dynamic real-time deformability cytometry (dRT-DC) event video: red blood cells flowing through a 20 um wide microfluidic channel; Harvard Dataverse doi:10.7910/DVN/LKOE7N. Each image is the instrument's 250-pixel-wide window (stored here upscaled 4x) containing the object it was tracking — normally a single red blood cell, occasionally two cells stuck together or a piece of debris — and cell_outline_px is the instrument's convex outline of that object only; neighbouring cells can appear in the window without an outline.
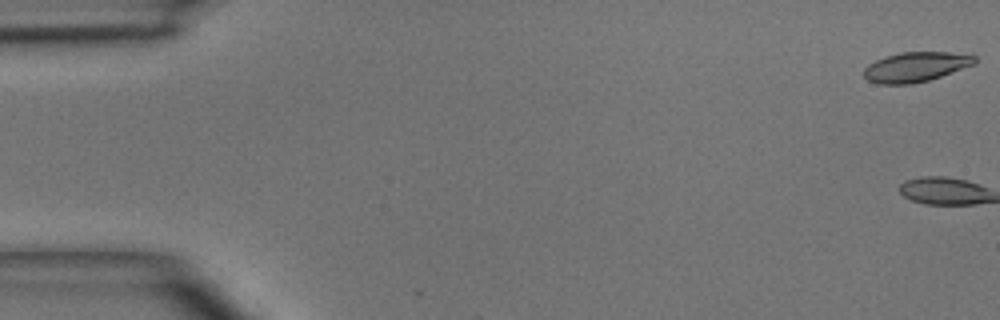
{"species": "common noctule bat (a hibernating species)", "species_latin": "Nyctalus noctula", "temperature_condition": "room temperature", "stored_images_in_passage": 2, "camera_frame_rate_fps": 3000, "um_per_image_px": 0.085, "animal": {"sex": "male", "body_mass_g": 15.6}, "frame": {"image": 1, "passage_image": 1, "time_ms": 0.0, "image_size_px": [1000, 320], "cell_outline_px": [[976, 64], [928, 80], [912, 84], [880, 84], [868, 80], [864, 76], [864, 68], [868, 64], [884, 56], [900, 52], [948, 52], [976, 56]], "centroid_in_image_um": [77.82, 5.68], "position_along_channel_um": 7.2, "area_um2": 19.19}}